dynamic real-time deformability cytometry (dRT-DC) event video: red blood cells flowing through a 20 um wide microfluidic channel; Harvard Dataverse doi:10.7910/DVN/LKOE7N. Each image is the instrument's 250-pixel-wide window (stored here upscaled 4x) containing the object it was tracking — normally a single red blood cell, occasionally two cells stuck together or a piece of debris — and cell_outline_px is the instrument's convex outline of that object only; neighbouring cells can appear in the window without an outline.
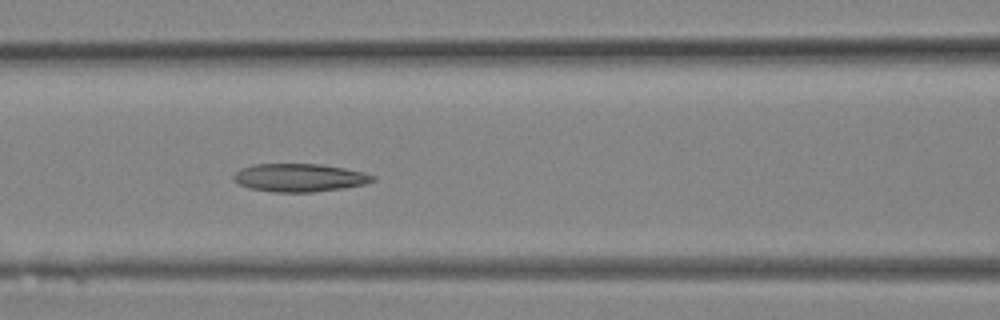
{"species": "Egyptian fruit bat (a non-hibernating species)", "species_latin": "Rousettus aegyptiacus", "temperature_condition": "room temperature", "stored_images_in_passage": 18, "camera_frame_rate_fps": 3000, "um_per_image_px": 0.085, "animal": {"sex": "female"}, "frame": {"image": 1, "passage_image": 10, "time_ms": 3.0, "image_size_px": [1000, 320], "cell_outline_px": [[376, 180], [364, 184], [344, 188], [312, 192], [276, 192], [252, 188], [236, 184], [232, 180], [232, 176], [240, 168], [252, 164], [320, 164], [344, 168], [364, 172], [376, 176]], "centroid_in_image_um": [25.44, 15.1], "position_along_channel_um": 141.2, "area_um2": 22.89}}
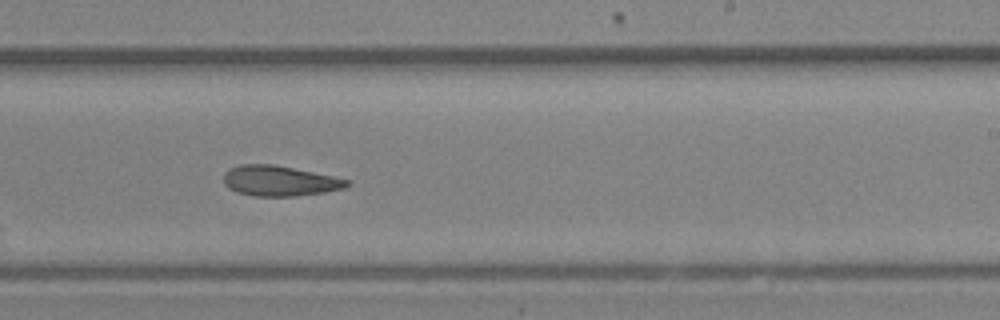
{"frame": {"image": 2, "passage_image": 15, "time_ms": 4.667, "image_size_px": [1000, 320], "cell_outline_px": [[352, 184], [344, 188], [324, 192], [292, 196], [256, 196], [236, 192], [228, 188], [224, 184], [224, 172], [228, 168], [240, 164], [272, 164], [352, 180]], "centroid_in_image_um": [23.74, 15.37], "position_along_channel_um": 265.3, "area_um2": 21.79}}
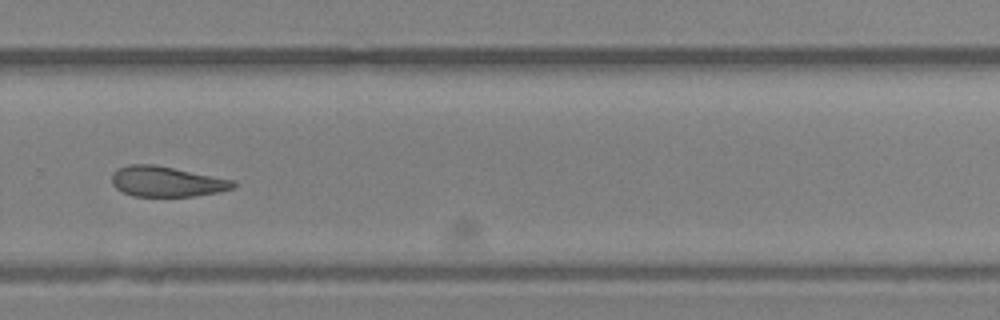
{"frame": {"image": 3, "passage_image": 17, "time_ms": 5.333, "image_size_px": [1000, 320], "cell_outline_px": [[236, 184], [232, 188], [216, 192], [192, 196], [132, 196], [120, 192], [112, 184], [112, 172], [128, 164], [152, 164], [236, 180]], "centroid_in_image_um": [14.12, 15.43], "position_along_channel_um": 315.7, "area_um2": 21.39}}